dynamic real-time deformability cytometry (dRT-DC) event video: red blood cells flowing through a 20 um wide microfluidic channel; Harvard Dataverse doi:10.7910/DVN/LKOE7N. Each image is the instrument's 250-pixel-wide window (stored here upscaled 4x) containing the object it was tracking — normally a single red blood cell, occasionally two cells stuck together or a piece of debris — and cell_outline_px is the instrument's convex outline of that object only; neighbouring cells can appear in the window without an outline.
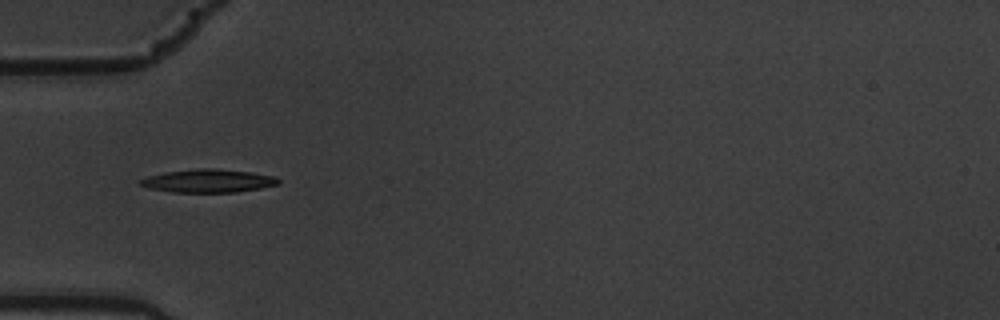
{"species": "common noctule bat (a hibernating species)", "species_latin": "Nyctalus noctula", "temperature_condition": "warm", "stored_images_in_passage": 9, "camera_frame_rate_fps": 3000, "um_per_image_px": 0.085, "animal": {"sex": "male", "body_mass_g": 19.5, "forearm_length_mm": 54.6}, "frame": {"image": 1, "passage_image": 6, "time_ms": 1.667, "image_size_px": [1000, 320], "cell_outline_px": [[280, 184], [260, 188], [236, 192], [172, 192], [148, 188], [140, 184], [136, 180], [148, 176], [164, 172], [196, 168], [212, 168], [252, 172], [276, 176], [280, 180]], "centroid_in_image_um": [17.69, 15.36], "position_along_channel_um": 67.3, "area_um2": 18.84}}
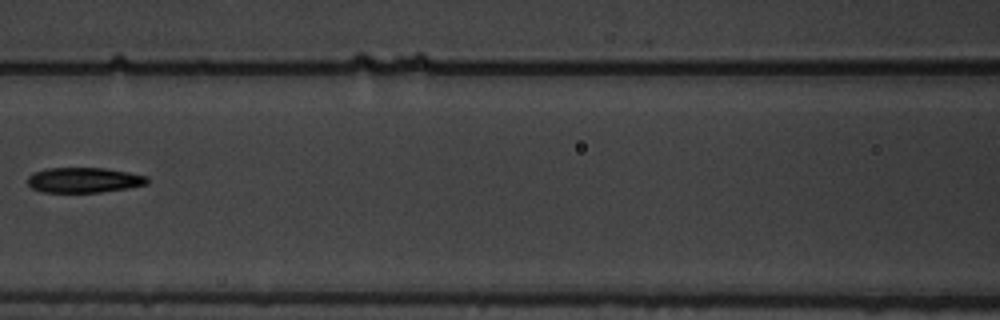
{"frame": {"image": 2, "passage_image": 8, "time_ms": 2.333, "image_size_px": [1000, 320], "cell_outline_px": [[148, 184], [128, 188], [100, 192], [44, 192], [32, 188], [28, 184], [28, 176], [32, 172], [48, 168], [104, 168], [128, 172], [148, 176]], "centroid_in_image_um": [7.14, 15.3], "position_along_channel_um": 159.5, "area_um2": 17.57}}
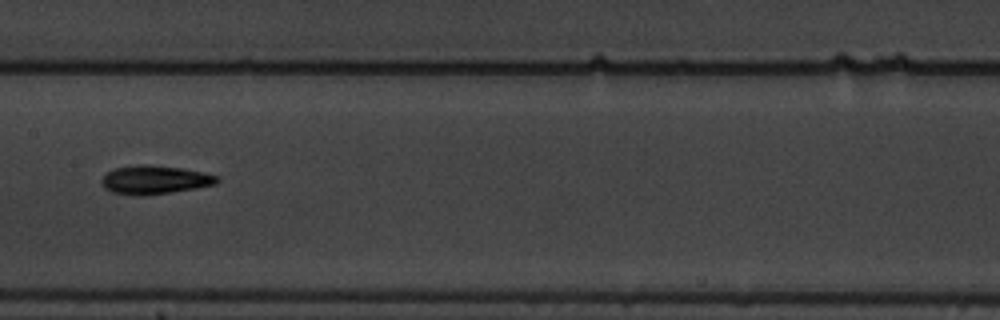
{"frame": {"image": 3, "passage_image": 9, "time_ms": 2.667, "image_size_px": [1000, 320], "cell_outline_px": [[220, 180], [216, 184], [196, 188], [168, 192], [136, 196], [112, 192], [104, 188], [100, 180], [108, 172], [116, 168], [144, 164], [180, 168], [204, 172], [220, 176]], "centroid_in_image_um": [13.17, 15.28], "position_along_channel_um": 194.2, "area_um2": 19.02}}